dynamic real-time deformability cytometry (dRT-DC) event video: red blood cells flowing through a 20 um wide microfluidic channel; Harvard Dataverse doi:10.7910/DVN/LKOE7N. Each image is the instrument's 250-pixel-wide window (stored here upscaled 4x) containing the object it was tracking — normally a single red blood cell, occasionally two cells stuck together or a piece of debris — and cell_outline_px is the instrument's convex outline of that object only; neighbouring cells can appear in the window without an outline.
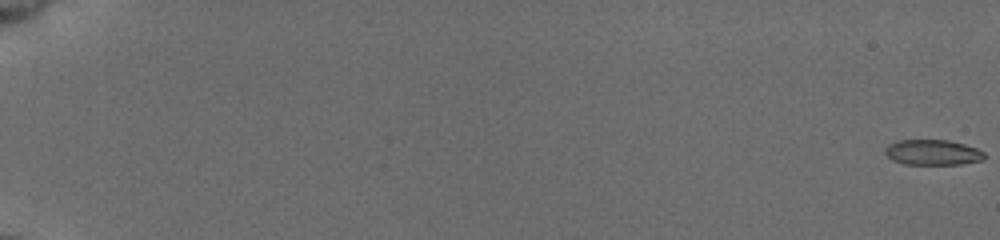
{"species": "common noctule bat (a hibernating species)", "species_latin": "Nyctalus noctula", "temperature_condition": "cold", "stored_images_in_passage": 56, "camera_frame_rate_fps": 3000, "um_per_image_px": 0.085, "animal": {"sex": "female", "body_mass_g": 19.5, "forearm_length_mm": 54.1}, "frame": {"image": 1, "passage_image": 1, "time_ms": 0.0, "image_size_px": [1000, 240], "cell_outline_px": [[984, 160], [960, 164], [904, 164], [892, 160], [884, 152], [884, 148], [888, 144], [896, 140], [948, 140], [964, 144], [976, 148], [984, 152]], "centroid_in_image_um": [79.25, 12.95], "position_along_channel_um": 5.8, "area_um2": 14.74}}
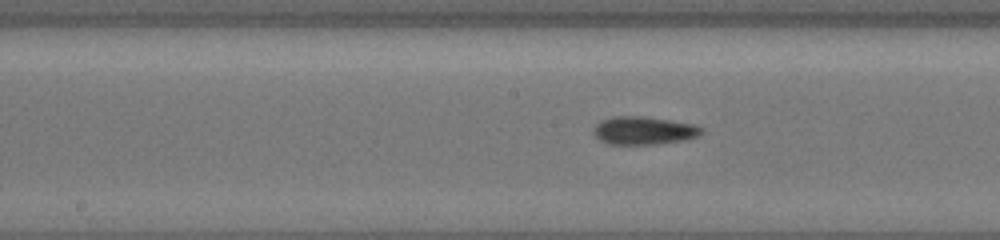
{"frame": {"image": 2, "passage_image": 32, "time_ms": 10.333, "image_size_px": [1000, 240], "cell_outline_px": [[704, 132], [688, 140], [652, 144], [608, 144], [600, 140], [592, 132], [596, 124], [600, 120], [612, 116], [644, 116], [692, 124], [704, 128]], "centroid_in_image_um": [54.71, 11.09], "position_along_channel_um": 193.5, "area_um2": 17.69}}
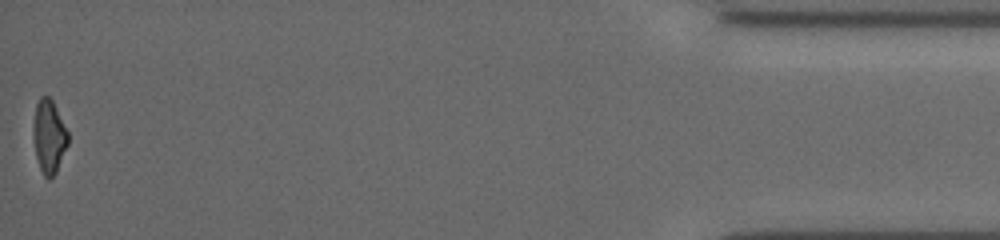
{"frame": {"image": 3, "passage_image": 56, "time_ms": 18.333, "image_size_px": [1000, 240], "cell_outline_px": [[68, 144], [56, 172], [48, 180], [44, 176], [40, 168], [36, 156], [32, 136], [32, 128], [36, 104], [40, 96], [48, 96], [52, 100], [68, 132]], "centroid_in_image_um": [4.14, 11.59], "position_along_channel_um": 431.1, "area_um2": 14.85}, "authors_computed_cell_mechanics": {"area_um2": 16.0395, "velocity_mm_per_s": 3.94, "shape_relaxation_time_tau1_ms": 7.3447, "shape_relaxation_time_tau2_ms": 6.2517, "deformation_change_tau1": 0.1595, "deformation_change_tau2": 0.1339}}